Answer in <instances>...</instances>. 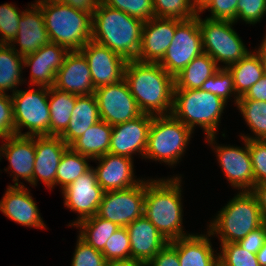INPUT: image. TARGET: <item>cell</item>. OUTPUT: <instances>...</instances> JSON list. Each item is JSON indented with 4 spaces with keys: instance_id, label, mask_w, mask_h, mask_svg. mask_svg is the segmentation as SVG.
<instances>
[{
    "instance_id": "1",
    "label": "cell",
    "mask_w": 266,
    "mask_h": 266,
    "mask_svg": "<svg viewBox=\"0 0 266 266\" xmlns=\"http://www.w3.org/2000/svg\"><path fill=\"white\" fill-rule=\"evenodd\" d=\"M124 80L143 114L160 116L172 113L174 77L159 63L127 61Z\"/></svg>"
},
{
    "instance_id": "2",
    "label": "cell",
    "mask_w": 266,
    "mask_h": 266,
    "mask_svg": "<svg viewBox=\"0 0 266 266\" xmlns=\"http://www.w3.org/2000/svg\"><path fill=\"white\" fill-rule=\"evenodd\" d=\"M181 179L145 181L144 216L168 241L185 235L182 227Z\"/></svg>"
},
{
    "instance_id": "3",
    "label": "cell",
    "mask_w": 266,
    "mask_h": 266,
    "mask_svg": "<svg viewBox=\"0 0 266 266\" xmlns=\"http://www.w3.org/2000/svg\"><path fill=\"white\" fill-rule=\"evenodd\" d=\"M144 22L100 3L92 17L91 40L107 46L126 61L136 60Z\"/></svg>"
},
{
    "instance_id": "4",
    "label": "cell",
    "mask_w": 266,
    "mask_h": 266,
    "mask_svg": "<svg viewBox=\"0 0 266 266\" xmlns=\"http://www.w3.org/2000/svg\"><path fill=\"white\" fill-rule=\"evenodd\" d=\"M50 41L68 51H80L92 36V16L73 7L38 0Z\"/></svg>"
},
{
    "instance_id": "5",
    "label": "cell",
    "mask_w": 266,
    "mask_h": 266,
    "mask_svg": "<svg viewBox=\"0 0 266 266\" xmlns=\"http://www.w3.org/2000/svg\"><path fill=\"white\" fill-rule=\"evenodd\" d=\"M226 101L201 89L174 90L172 115L192 131L199 125L208 143L215 144L218 123Z\"/></svg>"
},
{
    "instance_id": "6",
    "label": "cell",
    "mask_w": 266,
    "mask_h": 266,
    "mask_svg": "<svg viewBox=\"0 0 266 266\" xmlns=\"http://www.w3.org/2000/svg\"><path fill=\"white\" fill-rule=\"evenodd\" d=\"M218 212L207 235L219 234L221 244L237 243L266 222L251 191L238 193Z\"/></svg>"
},
{
    "instance_id": "7",
    "label": "cell",
    "mask_w": 266,
    "mask_h": 266,
    "mask_svg": "<svg viewBox=\"0 0 266 266\" xmlns=\"http://www.w3.org/2000/svg\"><path fill=\"white\" fill-rule=\"evenodd\" d=\"M193 131L172 114L152 116L144 158L177 164Z\"/></svg>"
},
{
    "instance_id": "8",
    "label": "cell",
    "mask_w": 266,
    "mask_h": 266,
    "mask_svg": "<svg viewBox=\"0 0 266 266\" xmlns=\"http://www.w3.org/2000/svg\"><path fill=\"white\" fill-rule=\"evenodd\" d=\"M11 95L15 135L50 136L49 88L16 90ZM22 127L29 131L21 133Z\"/></svg>"
},
{
    "instance_id": "9",
    "label": "cell",
    "mask_w": 266,
    "mask_h": 266,
    "mask_svg": "<svg viewBox=\"0 0 266 266\" xmlns=\"http://www.w3.org/2000/svg\"><path fill=\"white\" fill-rule=\"evenodd\" d=\"M204 53H207L218 65H229L240 61L249 51L238 34L233 30L235 22L204 19L198 13Z\"/></svg>"
},
{
    "instance_id": "10",
    "label": "cell",
    "mask_w": 266,
    "mask_h": 266,
    "mask_svg": "<svg viewBox=\"0 0 266 266\" xmlns=\"http://www.w3.org/2000/svg\"><path fill=\"white\" fill-rule=\"evenodd\" d=\"M203 52L198 15L188 20L176 19L173 40L159 64L175 77Z\"/></svg>"
},
{
    "instance_id": "11",
    "label": "cell",
    "mask_w": 266,
    "mask_h": 266,
    "mask_svg": "<svg viewBox=\"0 0 266 266\" xmlns=\"http://www.w3.org/2000/svg\"><path fill=\"white\" fill-rule=\"evenodd\" d=\"M145 180L124 190L105 191L97 216L127 227L144 215Z\"/></svg>"
},
{
    "instance_id": "12",
    "label": "cell",
    "mask_w": 266,
    "mask_h": 266,
    "mask_svg": "<svg viewBox=\"0 0 266 266\" xmlns=\"http://www.w3.org/2000/svg\"><path fill=\"white\" fill-rule=\"evenodd\" d=\"M94 95L101 120L111 126L125 123L143 114L124 79L116 84L96 88Z\"/></svg>"
},
{
    "instance_id": "13",
    "label": "cell",
    "mask_w": 266,
    "mask_h": 266,
    "mask_svg": "<svg viewBox=\"0 0 266 266\" xmlns=\"http://www.w3.org/2000/svg\"><path fill=\"white\" fill-rule=\"evenodd\" d=\"M104 192L97 182V177L92 167L66 186L62 191L65 199L64 205L79 213L78 220L69 224V226H75L80 221L96 215Z\"/></svg>"
},
{
    "instance_id": "14",
    "label": "cell",
    "mask_w": 266,
    "mask_h": 266,
    "mask_svg": "<svg viewBox=\"0 0 266 266\" xmlns=\"http://www.w3.org/2000/svg\"><path fill=\"white\" fill-rule=\"evenodd\" d=\"M88 61L94 89L124 79L126 60L107 46L90 40L80 49Z\"/></svg>"
},
{
    "instance_id": "15",
    "label": "cell",
    "mask_w": 266,
    "mask_h": 266,
    "mask_svg": "<svg viewBox=\"0 0 266 266\" xmlns=\"http://www.w3.org/2000/svg\"><path fill=\"white\" fill-rule=\"evenodd\" d=\"M151 122L152 115L142 114L133 120L114 125L109 153L132 159V154L139 152L144 158Z\"/></svg>"
},
{
    "instance_id": "16",
    "label": "cell",
    "mask_w": 266,
    "mask_h": 266,
    "mask_svg": "<svg viewBox=\"0 0 266 266\" xmlns=\"http://www.w3.org/2000/svg\"><path fill=\"white\" fill-rule=\"evenodd\" d=\"M176 31L175 18L152 17L144 22L138 61L159 63L170 46Z\"/></svg>"
},
{
    "instance_id": "17",
    "label": "cell",
    "mask_w": 266,
    "mask_h": 266,
    "mask_svg": "<svg viewBox=\"0 0 266 266\" xmlns=\"http://www.w3.org/2000/svg\"><path fill=\"white\" fill-rule=\"evenodd\" d=\"M244 148L235 146H215L221 169L235 188L250 191L254 187L253 166L248 140L243 139Z\"/></svg>"
},
{
    "instance_id": "18",
    "label": "cell",
    "mask_w": 266,
    "mask_h": 266,
    "mask_svg": "<svg viewBox=\"0 0 266 266\" xmlns=\"http://www.w3.org/2000/svg\"><path fill=\"white\" fill-rule=\"evenodd\" d=\"M53 87L78 96L94 94L89 64L81 51L67 53Z\"/></svg>"
},
{
    "instance_id": "19",
    "label": "cell",
    "mask_w": 266,
    "mask_h": 266,
    "mask_svg": "<svg viewBox=\"0 0 266 266\" xmlns=\"http://www.w3.org/2000/svg\"><path fill=\"white\" fill-rule=\"evenodd\" d=\"M68 148L60 136H35L34 186L38 179H41L48 188L56 185L58 165Z\"/></svg>"
},
{
    "instance_id": "20",
    "label": "cell",
    "mask_w": 266,
    "mask_h": 266,
    "mask_svg": "<svg viewBox=\"0 0 266 266\" xmlns=\"http://www.w3.org/2000/svg\"><path fill=\"white\" fill-rule=\"evenodd\" d=\"M68 52L65 47L50 42L39 48L35 53L25 56V67H31L30 84L38 87H53L56 73L63 65Z\"/></svg>"
},
{
    "instance_id": "21",
    "label": "cell",
    "mask_w": 266,
    "mask_h": 266,
    "mask_svg": "<svg viewBox=\"0 0 266 266\" xmlns=\"http://www.w3.org/2000/svg\"><path fill=\"white\" fill-rule=\"evenodd\" d=\"M7 141L0 147V157L6 156L9 160L8 166L13 175L14 185L9 186H24L18 183L19 177L28 181L33 185V172L35 161V136H19L13 135L4 139Z\"/></svg>"
},
{
    "instance_id": "22",
    "label": "cell",
    "mask_w": 266,
    "mask_h": 266,
    "mask_svg": "<svg viewBox=\"0 0 266 266\" xmlns=\"http://www.w3.org/2000/svg\"><path fill=\"white\" fill-rule=\"evenodd\" d=\"M93 160L99 161V165L93 170L98 184L104 191L124 190L142 181L134 179L131 158L107 153Z\"/></svg>"
},
{
    "instance_id": "23",
    "label": "cell",
    "mask_w": 266,
    "mask_h": 266,
    "mask_svg": "<svg viewBox=\"0 0 266 266\" xmlns=\"http://www.w3.org/2000/svg\"><path fill=\"white\" fill-rule=\"evenodd\" d=\"M13 44L18 43L20 50L12 47L20 56L35 53L39 48L49 44L50 38L45 28L41 7L35 3L31 9L22 11L19 19V28Z\"/></svg>"
},
{
    "instance_id": "24",
    "label": "cell",
    "mask_w": 266,
    "mask_h": 266,
    "mask_svg": "<svg viewBox=\"0 0 266 266\" xmlns=\"http://www.w3.org/2000/svg\"><path fill=\"white\" fill-rule=\"evenodd\" d=\"M0 211L20 225L46 229L35 201L24 186L7 187L0 201Z\"/></svg>"
},
{
    "instance_id": "25",
    "label": "cell",
    "mask_w": 266,
    "mask_h": 266,
    "mask_svg": "<svg viewBox=\"0 0 266 266\" xmlns=\"http://www.w3.org/2000/svg\"><path fill=\"white\" fill-rule=\"evenodd\" d=\"M126 228L129 233L131 259L147 264L168 244L144 215L135 219Z\"/></svg>"
},
{
    "instance_id": "26",
    "label": "cell",
    "mask_w": 266,
    "mask_h": 266,
    "mask_svg": "<svg viewBox=\"0 0 266 266\" xmlns=\"http://www.w3.org/2000/svg\"><path fill=\"white\" fill-rule=\"evenodd\" d=\"M207 235L181 237L168 242L178 253L180 266H219L218 256Z\"/></svg>"
},
{
    "instance_id": "27",
    "label": "cell",
    "mask_w": 266,
    "mask_h": 266,
    "mask_svg": "<svg viewBox=\"0 0 266 266\" xmlns=\"http://www.w3.org/2000/svg\"><path fill=\"white\" fill-rule=\"evenodd\" d=\"M100 120L101 118L95 95L77 96L68 127L60 137L70 146L76 139L81 137L87 129Z\"/></svg>"
},
{
    "instance_id": "28",
    "label": "cell",
    "mask_w": 266,
    "mask_h": 266,
    "mask_svg": "<svg viewBox=\"0 0 266 266\" xmlns=\"http://www.w3.org/2000/svg\"><path fill=\"white\" fill-rule=\"evenodd\" d=\"M227 69L233 76L236 106L238 99L265 75L263 63L257 51L248 52L240 61L229 65Z\"/></svg>"
},
{
    "instance_id": "29",
    "label": "cell",
    "mask_w": 266,
    "mask_h": 266,
    "mask_svg": "<svg viewBox=\"0 0 266 266\" xmlns=\"http://www.w3.org/2000/svg\"><path fill=\"white\" fill-rule=\"evenodd\" d=\"M112 128L113 126L100 120L87 129L69 147L73 151L88 156L91 159L103 156L109 153Z\"/></svg>"
},
{
    "instance_id": "30",
    "label": "cell",
    "mask_w": 266,
    "mask_h": 266,
    "mask_svg": "<svg viewBox=\"0 0 266 266\" xmlns=\"http://www.w3.org/2000/svg\"><path fill=\"white\" fill-rule=\"evenodd\" d=\"M219 68L220 66H217V63L203 52L174 77V90L200 89L202 84Z\"/></svg>"
},
{
    "instance_id": "31",
    "label": "cell",
    "mask_w": 266,
    "mask_h": 266,
    "mask_svg": "<svg viewBox=\"0 0 266 266\" xmlns=\"http://www.w3.org/2000/svg\"><path fill=\"white\" fill-rule=\"evenodd\" d=\"M77 96L49 88L50 136H60L67 129Z\"/></svg>"
},
{
    "instance_id": "32",
    "label": "cell",
    "mask_w": 266,
    "mask_h": 266,
    "mask_svg": "<svg viewBox=\"0 0 266 266\" xmlns=\"http://www.w3.org/2000/svg\"><path fill=\"white\" fill-rule=\"evenodd\" d=\"M13 44H0V93L5 90L16 91V86L23 81L21 75L24 57L20 56L13 48ZM22 79V80H21Z\"/></svg>"
},
{
    "instance_id": "33",
    "label": "cell",
    "mask_w": 266,
    "mask_h": 266,
    "mask_svg": "<svg viewBox=\"0 0 266 266\" xmlns=\"http://www.w3.org/2000/svg\"><path fill=\"white\" fill-rule=\"evenodd\" d=\"M75 226L81 229L79 237L100 252L103 251L107 240L120 227L97 215L84 219Z\"/></svg>"
},
{
    "instance_id": "34",
    "label": "cell",
    "mask_w": 266,
    "mask_h": 266,
    "mask_svg": "<svg viewBox=\"0 0 266 266\" xmlns=\"http://www.w3.org/2000/svg\"><path fill=\"white\" fill-rule=\"evenodd\" d=\"M88 156L73 151L70 147L63 153L56 172V184H60L62 190L74 182L82 174L86 173L91 166Z\"/></svg>"
},
{
    "instance_id": "35",
    "label": "cell",
    "mask_w": 266,
    "mask_h": 266,
    "mask_svg": "<svg viewBox=\"0 0 266 266\" xmlns=\"http://www.w3.org/2000/svg\"><path fill=\"white\" fill-rule=\"evenodd\" d=\"M237 107L255 137L241 136L243 139L266 140V102L238 99Z\"/></svg>"
},
{
    "instance_id": "36",
    "label": "cell",
    "mask_w": 266,
    "mask_h": 266,
    "mask_svg": "<svg viewBox=\"0 0 266 266\" xmlns=\"http://www.w3.org/2000/svg\"><path fill=\"white\" fill-rule=\"evenodd\" d=\"M154 16L188 20L198 15L195 0H152Z\"/></svg>"
},
{
    "instance_id": "37",
    "label": "cell",
    "mask_w": 266,
    "mask_h": 266,
    "mask_svg": "<svg viewBox=\"0 0 266 266\" xmlns=\"http://www.w3.org/2000/svg\"><path fill=\"white\" fill-rule=\"evenodd\" d=\"M219 266H260L254 253L242 248L238 243L220 244Z\"/></svg>"
},
{
    "instance_id": "38",
    "label": "cell",
    "mask_w": 266,
    "mask_h": 266,
    "mask_svg": "<svg viewBox=\"0 0 266 266\" xmlns=\"http://www.w3.org/2000/svg\"><path fill=\"white\" fill-rule=\"evenodd\" d=\"M102 254L107 262L131 259L129 233L126 227H119L111 235L105 243Z\"/></svg>"
},
{
    "instance_id": "39",
    "label": "cell",
    "mask_w": 266,
    "mask_h": 266,
    "mask_svg": "<svg viewBox=\"0 0 266 266\" xmlns=\"http://www.w3.org/2000/svg\"><path fill=\"white\" fill-rule=\"evenodd\" d=\"M102 3L143 22L155 17L152 0H102Z\"/></svg>"
},
{
    "instance_id": "40",
    "label": "cell",
    "mask_w": 266,
    "mask_h": 266,
    "mask_svg": "<svg viewBox=\"0 0 266 266\" xmlns=\"http://www.w3.org/2000/svg\"><path fill=\"white\" fill-rule=\"evenodd\" d=\"M200 89L215 94L226 102L228 97H232V93L236 94L233 76L224 66L210 76Z\"/></svg>"
},
{
    "instance_id": "41",
    "label": "cell",
    "mask_w": 266,
    "mask_h": 266,
    "mask_svg": "<svg viewBox=\"0 0 266 266\" xmlns=\"http://www.w3.org/2000/svg\"><path fill=\"white\" fill-rule=\"evenodd\" d=\"M11 3L0 5V44H12L19 28V19L22 12H19Z\"/></svg>"
},
{
    "instance_id": "42",
    "label": "cell",
    "mask_w": 266,
    "mask_h": 266,
    "mask_svg": "<svg viewBox=\"0 0 266 266\" xmlns=\"http://www.w3.org/2000/svg\"><path fill=\"white\" fill-rule=\"evenodd\" d=\"M253 166L254 186L266 182V140H248Z\"/></svg>"
},
{
    "instance_id": "43",
    "label": "cell",
    "mask_w": 266,
    "mask_h": 266,
    "mask_svg": "<svg viewBox=\"0 0 266 266\" xmlns=\"http://www.w3.org/2000/svg\"><path fill=\"white\" fill-rule=\"evenodd\" d=\"M106 262L102 252L88 245L78 236L71 266H105Z\"/></svg>"
},
{
    "instance_id": "44",
    "label": "cell",
    "mask_w": 266,
    "mask_h": 266,
    "mask_svg": "<svg viewBox=\"0 0 266 266\" xmlns=\"http://www.w3.org/2000/svg\"><path fill=\"white\" fill-rule=\"evenodd\" d=\"M237 4L238 0H210L199 13L205 9L211 11L212 20L237 22Z\"/></svg>"
},
{
    "instance_id": "45",
    "label": "cell",
    "mask_w": 266,
    "mask_h": 266,
    "mask_svg": "<svg viewBox=\"0 0 266 266\" xmlns=\"http://www.w3.org/2000/svg\"><path fill=\"white\" fill-rule=\"evenodd\" d=\"M266 14V0H238L237 21L242 19L246 24H256Z\"/></svg>"
},
{
    "instance_id": "46",
    "label": "cell",
    "mask_w": 266,
    "mask_h": 266,
    "mask_svg": "<svg viewBox=\"0 0 266 266\" xmlns=\"http://www.w3.org/2000/svg\"><path fill=\"white\" fill-rule=\"evenodd\" d=\"M15 135L11 95L0 93V138Z\"/></svg>"
},
{
    "instance_id": "47",
    "label": "cell",
    "mask_w": 266,
    "mask_h": 266,
    "mask_svg": "<svg viewBox=\"0 0 266 266\" xmlns=\"http://www.w3.org/2000/svg\"><path fill=\"white\" fill-rule=\"evenodd\" d=\"M266 240V222L257 229L248 233L237 243L247 251L256 254Z\"/></svg>"
},
{
    "instance_id": "48",
    "label": "cell",
    "mask_w": 266,
    "mask_h": 266,
    "mask_svg": "<svg viewBox=\"0 0 266 266\" xmlns=\"http://www.w3.org/2000/svg\"><path fill=\"white\" fill-rule=\"evenodd\" d=\"M146 266H180L178 253L168 243Z\"/></svg>"
},
{
    "instance_id": "49",
    "label": "cell",
    "mask_w": 266,
    "mask_h": 266,
    "mask_svg": "<svg viewBox=\"0 0 266 266\" xmlns=\"http://www.w3.org/2000/svg\"><path fill=\"white\" fill-rule=\"evenodd\" d=\"M51 2L66 4L74 9H78L85 12L92 17L94 16L96 10L98 9L102 0H49Z\"/></svg>"
},
{
    "instance_id": "50",
    "label": "cell",
    "mask_w": 266,
    "mask_h": 266,
    "mask_svg": "<svg viewBox=\"0 0 266 266\" xmlns=\"http://www.w3.org/2000/svg\"><path fill=\"white\" fill-rule=\"evenodd\" d=\"M239 99H250L266 102V74L257 81L247 93Z\"/></svg>"
},
{
    "instance_id": "51",
    "label": "cell",
    "mask_w": 266,
    "mask_h": 266,
    "mask_svg": "<svg viewBox=\"0 0 266 266\" xmlns=\"http://www.w3.org/2000/svg\"><path fill=\"white\" fill-rule=\"evenodd\" d=\"M266 221V182L255 185L251 190Z\"/></svg>"
},
{
    "instance_id": "52",
    "label": "cell",
    "mask_w": 266,
    "mask_h": 266,
    "mask_svg": "<svg viewBox=\"0 0 266 266\" xmlns=\"http://www.w3.org/2000/svg\"><path fill=\"white\" fill-rule=\"evenodd\" d=\"M105 266H146V264L139 260L129 259V260H117L108 261Z\"/></svg>"
},
{
    "instance_id": "53",
    "label": "cell",
    "mask_w": 266,
    "mask_h": 266,
    "mask_svg": "<svg viewBox=\"0 0 266 266\" xmlns=\"http://www.w3.org/2000/svg\"><path fill=\"white\" fill-rule=\"evenodd\" d=\"M257 260L260 266H266V240L264 241L263 246L256 253Z\"/></svg>"
},
{
    "instance_id": "54",
    "label": "cell",
    "mask_w": 266,
    "mask_h": 266,
    "mask_svg": "<svg viewBox=\"0 0 266 266\" xmlns=\"http://www.w3.org/2000/svg\"><path fill=\"white\" fill-rule=\"evenodd\" d=\"M260 48L258 49V53L261 57L262 63H263V68L265 70V74H266V35L265 38L263 40V42L261 43V45L259 46Z\"/></svg>"
},
{
    "instance_id": "55",
    "label": "cell",
    "mask_w": 266,
    "mask_h": 266,
    "mask_svg": "<svg viewBox=\"0 0 266 266\" xmlns=\"http://www.w3.org/2000/svg\"><path fill=\"white\" fill-rule=\"evenodd\" d=\"M210 0H195L196 8L198 12L209 2Z\"/></svg>"
}]
</instances>
